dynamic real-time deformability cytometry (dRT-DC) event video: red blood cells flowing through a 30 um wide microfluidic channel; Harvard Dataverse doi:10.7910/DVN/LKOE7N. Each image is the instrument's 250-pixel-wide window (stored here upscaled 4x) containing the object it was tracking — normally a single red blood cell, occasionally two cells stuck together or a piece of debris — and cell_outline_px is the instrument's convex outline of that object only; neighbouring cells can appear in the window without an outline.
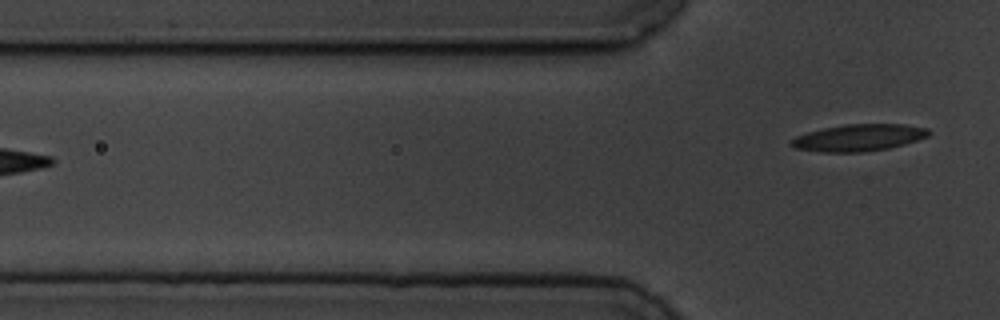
{"species": "common noctule bat (a hibernating species)", "species_latin": "Nyctalus noctula", "temperature_condition": "cold", "stored_images_in_passage": 4, "camera_frame_rate_fps": 3000, "um_per_image_px": 0.085, "animal": {"sex": "male", "body_mass_g": 19.5, "forearm_length_mm": 54.6}, "frame": {"image": 1, "passage_image": 4, "time_ms": 5.667, "image_size_px": [1000, 320], "cell_outline_px": [[932, 132], [928, 136], [916, 140], [888, 148], [860, 152], [820, 152], [796, 148], [788, 144], [788, 140], [796, 136], [808, 132], [824, 128], [844, 124], [904, 124], [928, 128]], "centroid_in_image_um": [72.96, 11.69], "position_along_channel_um": 52.8, "area_um2": 21.5}}